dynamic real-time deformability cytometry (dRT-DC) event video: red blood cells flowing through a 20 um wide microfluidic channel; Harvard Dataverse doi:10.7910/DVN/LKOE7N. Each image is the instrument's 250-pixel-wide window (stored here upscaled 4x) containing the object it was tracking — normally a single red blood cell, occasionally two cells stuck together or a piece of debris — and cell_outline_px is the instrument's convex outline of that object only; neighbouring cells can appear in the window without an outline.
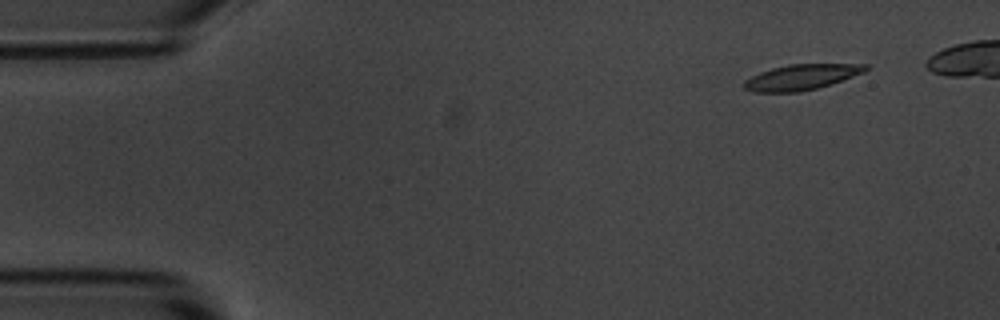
{"species": "common noctule bat (a hibernating species)", "species_latin": "Nyctalus noctula", "temperature_condition": "room temperature", "stored_images_in_passage": 5, "camera_frame_rate_fps": 3000, "um_per_image_px": 0.085, "animal": {"sex": "male", "body_mass_g": 20.1, "forearm_length_mm": 53.5}, "frame": {"image": 1, "passage_image": 2, "time_ms": 1.0, "image_size_px": [1000, 320], "cell_outline_px": [[868, 68], [864, 72], [832, 84], [800, 92], [752, 92], [744, 88], [744, 80], [760, 72], [772, 68], [788, 64], [868, 64]], "centroid_in_image_um": [68.11, 6.56], "position_along_channel_um": 16.9, "area_um2": 18.03}}